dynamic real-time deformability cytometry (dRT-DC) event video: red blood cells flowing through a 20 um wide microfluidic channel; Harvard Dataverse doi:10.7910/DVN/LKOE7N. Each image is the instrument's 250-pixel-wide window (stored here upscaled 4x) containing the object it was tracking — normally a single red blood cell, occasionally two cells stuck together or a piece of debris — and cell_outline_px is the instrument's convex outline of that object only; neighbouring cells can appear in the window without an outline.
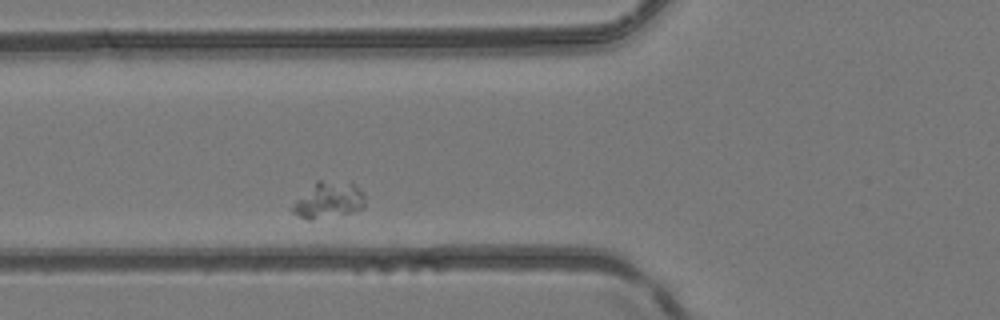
{"species": "common noctule bat (a hibernating species)", "species_latin": "Nyctalus noctula", "temperature_condition": "room temperature", "stored_images_in_passage": 2, "camera_frame_rate_fps": 3000, "um_per_image_px": 0.085, "animal": {"sex": "female", "body_mass_g": 24.6, "forearm_length_mm": 56.2}, "frame": {"image": 1, "passage_image": 2, "time_ms": 1.0, "image_size_px": [1000, 320], "cell_outline_px": [[364, 204], [360, 208], [352, 212], [312, 220], [308, 220], [292, 212], [288, 208], [316, 180], [348, 180], [360, 188], [364, 192]], "centroid_in_image_um": [27.91, 16.97], "position_along_channel_um": 97.9, "area_um2": 15.61}}